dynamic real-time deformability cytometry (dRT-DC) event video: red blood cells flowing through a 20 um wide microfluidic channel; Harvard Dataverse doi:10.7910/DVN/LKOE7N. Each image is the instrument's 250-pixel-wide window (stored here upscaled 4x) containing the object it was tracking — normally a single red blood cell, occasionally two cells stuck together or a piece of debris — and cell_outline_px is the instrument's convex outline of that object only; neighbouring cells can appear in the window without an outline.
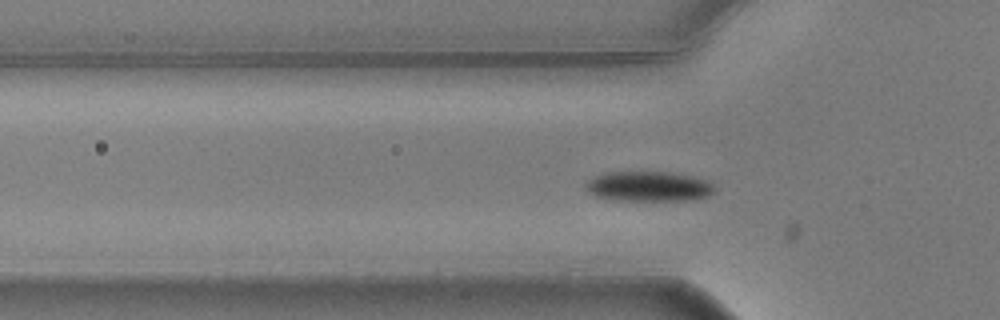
{"species": "common noctule bat (a hibernating species)", "species_latin": "Nyctalus noctula", "temperature_condition": "warm", "stored_images_in_passage": 46, "camera_frame_rate_fps": 3000, "um_per_image_px": 0.085, "animal": {"sex": "male", "body_mass_g": 20.5, "forearm_length_mm": 52.5}, "frame": {"image": 1, "passage_image": 7, "time_ms": 2.0, "image_size_px": [1000, 320], "cell_outline_px": [[716, 188], [708, 196], [692, 200], [616, 200], [596, 196], [588, 192], [584, 188], [584, 184], [588, 180], [604, 172], [672, 172], [692, 176], [704, 180], [712, 184]], "centroid_in_image_um": [55.1, 15.84], "position_along_channel_um": 70.7, "area_um2": 22.54}}
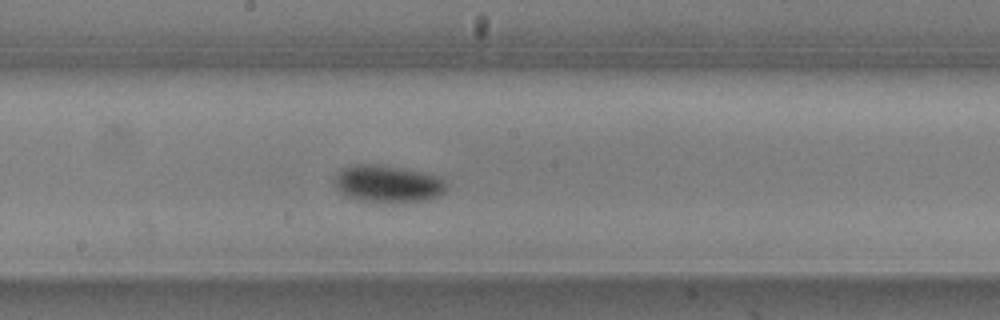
{"frame": {"image": 2, "passage_image": 19, "time_ms": 6.0, "image_size_px": [1000, 320], "cell_outline_px": [[448, 184], [444, 192], [440, 196], [428, 200], [384, 204], [356, 200], [344, 196], [336, 188], [332, 180], [336, 172], [340, 168], [352, 164], [388, 164], [444, 176]], "centroid_in_image_um": [32.97, 15.62], "position_along_channel_um": 215.2, "area_um2": 25.84}}
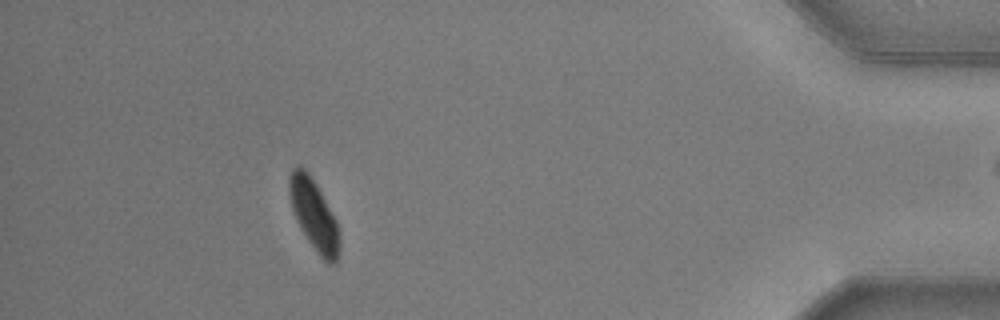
{"frame": {"image": 3, "passage_image": 40, "time_ms": 13.0, "image_size_px": [1000, 320], "cell_outline_px": [[340, 248], [336, 260], [332, 264], [328, 264], [320, 256], [308, 240], [300, 228], [292, 208], [288, 192], [288, 176], [292, 168], [296, 164], [300, 164], [308, 172], [316, 184], [336, 220], [340, 236]], "centroid_in_image_um": [26.66, 18.22], "position_along_channel_um": 408.5, "area_um2": 20.69}, "authors_computed_cell_mechanics": {"area_um2": 22.6576, "velocity_mm_per_s": 3.5951, "shape_relaxation_time_tau1_ms": 2.4864, "shape_relaxation_time_tau2_ms": null, "deformation_change_tau1": 0.137, "deformation_change_tau2": null}}